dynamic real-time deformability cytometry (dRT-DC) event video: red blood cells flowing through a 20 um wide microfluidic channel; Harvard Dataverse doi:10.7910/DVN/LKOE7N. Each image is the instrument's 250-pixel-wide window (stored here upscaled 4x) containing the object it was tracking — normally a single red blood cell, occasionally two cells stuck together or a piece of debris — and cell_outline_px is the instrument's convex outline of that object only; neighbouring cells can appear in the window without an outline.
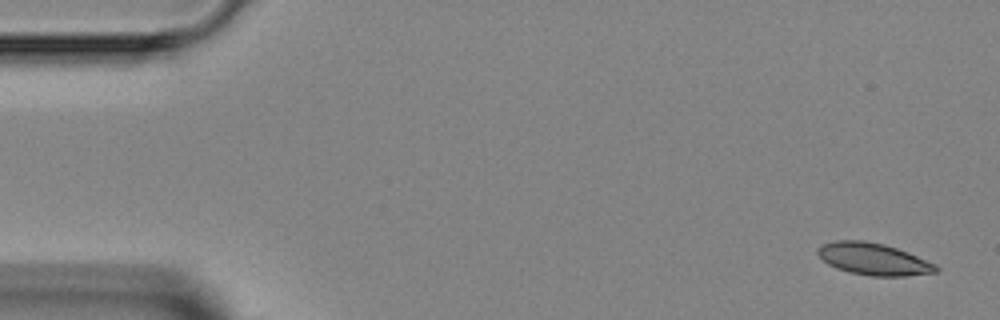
{"species": "Egyptian fruit bat (a non-hibernating species)", "species_latin": "Rousettus aegyptiacus", "temperature_condition": "room temperature", "stored_images_in_passage": 5, "camera_frame_rate_fps": 3000, "um_per_image_px": 0.085, "animal": {"sex": "female"}, "frame": {"image": 1, "passage_image": 1, "time_ms": 0.0, "image_size_px": [1000, 320], "cell_outline_px": [[940, 268], [936, 272], [904, 276], [872, 276], [852, 272], [836, 268], [828, 264], [816, 252], [816, 248], [824, 244], [836, 240], [864, 240], [884, 244], [908, 252], [936, 264]], "centroid_in_image_um": [74.25, 22.01], "position_along_channel_um": 10.7, "area_um2": 21.91}}